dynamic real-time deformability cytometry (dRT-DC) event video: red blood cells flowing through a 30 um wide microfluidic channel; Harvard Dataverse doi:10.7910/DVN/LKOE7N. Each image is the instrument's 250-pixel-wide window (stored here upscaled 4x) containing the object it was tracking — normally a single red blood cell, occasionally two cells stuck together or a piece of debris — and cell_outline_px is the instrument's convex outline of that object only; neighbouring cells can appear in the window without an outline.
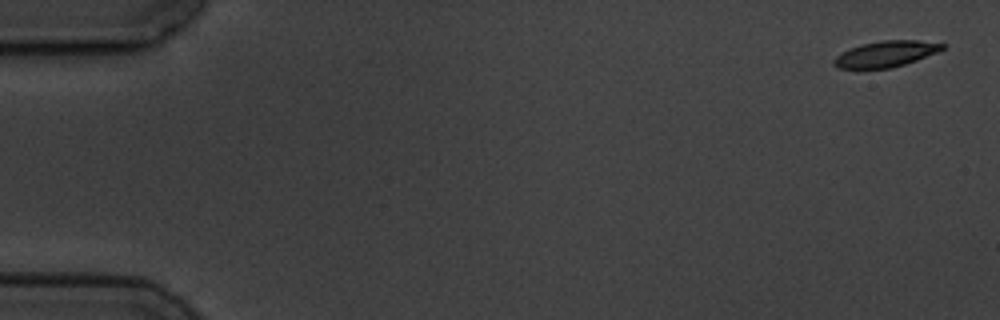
{"species": "common noctule bat (a hibernating species)", "species_latin": "Nyctalus noctula", "temperature_condition": "cold", "stored_images_in_passage": 7, "camera_frame_rate_fps": 3000, "um_per_image_px": 0.085, "animal": {"sex": "male", "body_mass_g": 19.5, "forearm_length_mm": 54.6}, "frame": {"image": 1, "passage_image": 1, "time_ms": 0.0, "image_size_px": [1000, 320], "cell_outline_px": [[944, 48], [936, 52], [916, 60], [892, 68], [840, 68], [832, 60], [840, 52], [860, 44], [884, 40], [916, 40], [944, 44]], "centroid_in_image_um": [75.26, 4.57], "position_along_channel_um": 9.7, "area_um2": 16.13}}
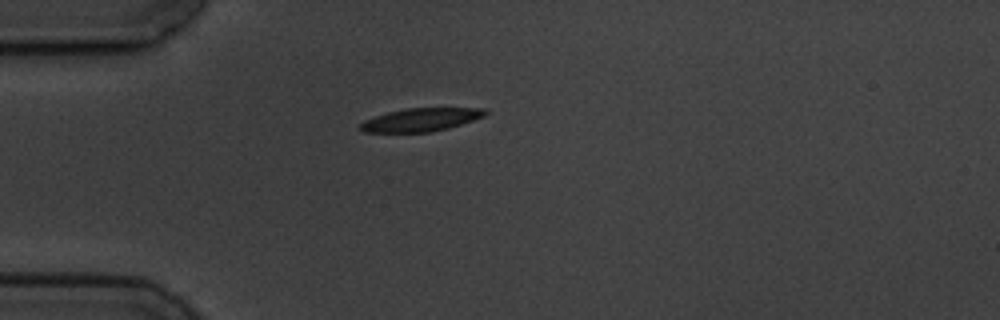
{"frame": {"image": 2, "passage_image": 5, "time_ms": 4.667, "image_size_px": [1000, 320], "cell_outline_px": [[488, 112], [484, 116], [448, 128], [428, 132], [364, 132], [356, 128], [364, 120], [388, 112], [404, 108], [484, 108]], "centroid_in_image_um": [35.73, 10.17], "position_along_channel_um": 49.3, "area_um2": 16.76}}
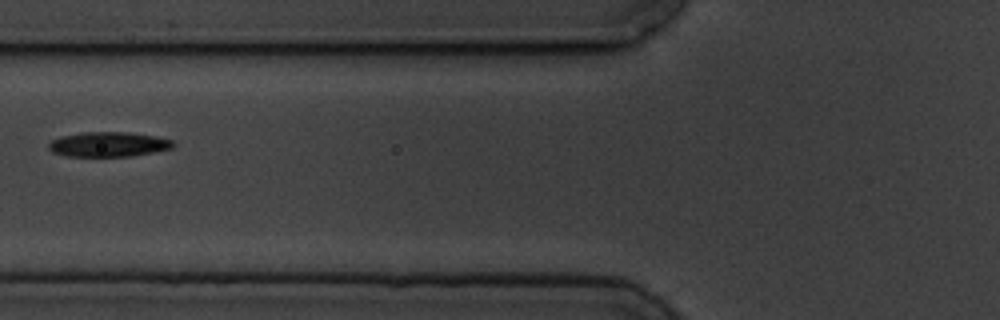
{"frame": {"image": 3, "passage_image": 7, "time_ms": 7.0, "image_size_px": [1000, 320], "cell_outline_px": [[176, 144], [172, 148], [132, 156], [68, 156], [52, 152], [48, 148], [48, 144], [52, 140], [60, 136], [84, 132], [128, 132], [156, 136], [172, 140]], "centroid_in_image_um": [9.22, 12.26], "position_along_channel_um": 116.6, "area_um2": 17.98}}